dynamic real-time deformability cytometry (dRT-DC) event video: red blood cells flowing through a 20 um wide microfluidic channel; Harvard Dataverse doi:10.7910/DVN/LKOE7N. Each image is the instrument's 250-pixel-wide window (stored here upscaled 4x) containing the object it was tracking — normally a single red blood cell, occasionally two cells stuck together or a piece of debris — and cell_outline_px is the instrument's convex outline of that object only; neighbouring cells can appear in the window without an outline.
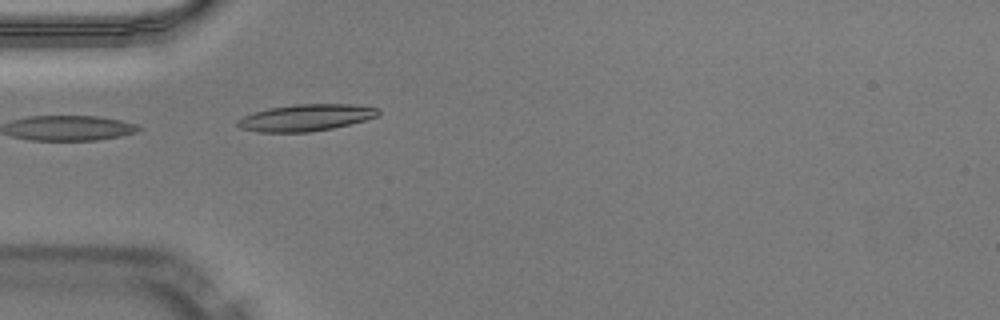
{"species": "Egyptian fruit bat (a non-hibernating species)", "species_latin": "Rousettus aegyptiacus", "temperature_condition": "warm", "stored_images_in_passage": 23, "camera_frame_rate_fps": 3000, "um_per_image_px": 0.085, "animal": {"sex": "male"}, "frame": {"image": 1, "passage_image": 1, "time_ms": 0.0, "image_size_px": [1000, 320], "cell_outline_px": [[380, 112], [376, 116], [364, 120], [332, 128], [308, 132], [260, 132], [240, 128], [236, 124], [236, 120], [244, 116], [268, 108], [296, 104], [352, 104], [376, 108]], "centroid_in_image_um": [25.96, 10.0], "position_along_channel_um": 59.0, "area_um2": 21.62}}